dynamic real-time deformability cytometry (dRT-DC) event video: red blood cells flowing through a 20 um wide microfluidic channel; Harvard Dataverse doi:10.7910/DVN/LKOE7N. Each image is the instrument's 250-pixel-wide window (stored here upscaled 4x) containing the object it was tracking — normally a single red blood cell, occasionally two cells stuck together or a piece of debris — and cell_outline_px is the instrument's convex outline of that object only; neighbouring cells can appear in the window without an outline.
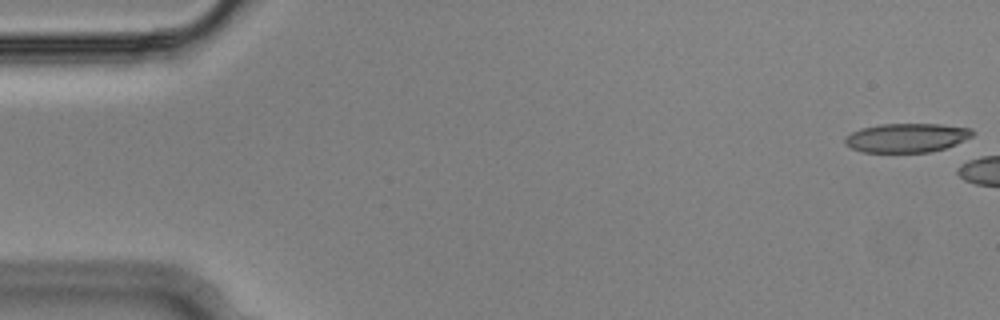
{"species": "Egyptian fruit bat (a non-hibernating species)", "species_latin": "Rousettus aegyptiacus", "temperature_condition": "cold", "stored_images_in_passage": 20, "camera_frame_rate_fps": 3000, "um_per_image_px": 0.085, "animal": {"sex": "male"}, "frame": {"image": 1, "passage_image": 1, "time_ms": 0.0, "image_size_px": [1000, 320], "cell_outline_px": [[976, 132], [972, 136], [956, 144], [932, 152], [864, 152], [852, 148], [844, 144], [844, 140], [852, 132], [860, 128], [880, 124], [940, 124], [972, 128]], "centroid_in_image_um": [77.09, 11.7], "position_along_channel_um": 7.9, "area_um2": 21.62}}
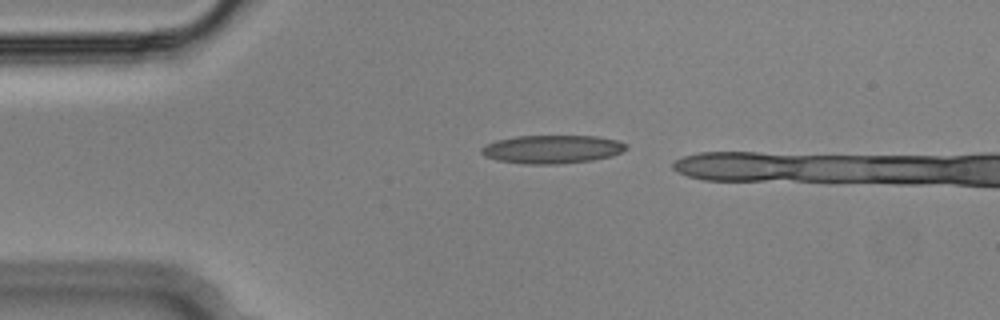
{"frame": {"image": 2, "passage_image": 12, "time_ms": 3.667, "image_size_px": [1000, 320], "cell_outline_px": [[628, 148], [612, 156], [592, 160], [556, 164], [524, 164], [496, 160], [484, 156], [480, 152], [480, 148], [496, 140], [516, 136], [596, 136], [616, 140], [628, 144]], "centroid_in_image_um": [46.91, 12.69], "position_along_channel_um": 38.1, "area_um2": 23.93}}
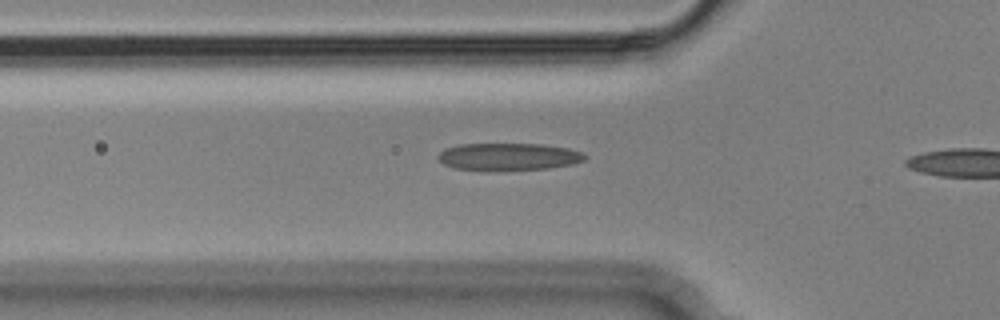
{"frame": {"image": 3, "passage_image": 18, "time_ms": 5.667, "image_size_px": [1000, 320], "cell_outline_px": [[588, 156], [584, 160], [572, 164], [548, 168], [484, 172], [452, 168], [444, 164], [436, 156], [444, 148], [460, 144], [540, 144], [568, 148], [580, 152]], "centroid_in_image_um": [43.16, 13.34], "position_along_channel_um": 82.6, "area_um2": 23.81}}